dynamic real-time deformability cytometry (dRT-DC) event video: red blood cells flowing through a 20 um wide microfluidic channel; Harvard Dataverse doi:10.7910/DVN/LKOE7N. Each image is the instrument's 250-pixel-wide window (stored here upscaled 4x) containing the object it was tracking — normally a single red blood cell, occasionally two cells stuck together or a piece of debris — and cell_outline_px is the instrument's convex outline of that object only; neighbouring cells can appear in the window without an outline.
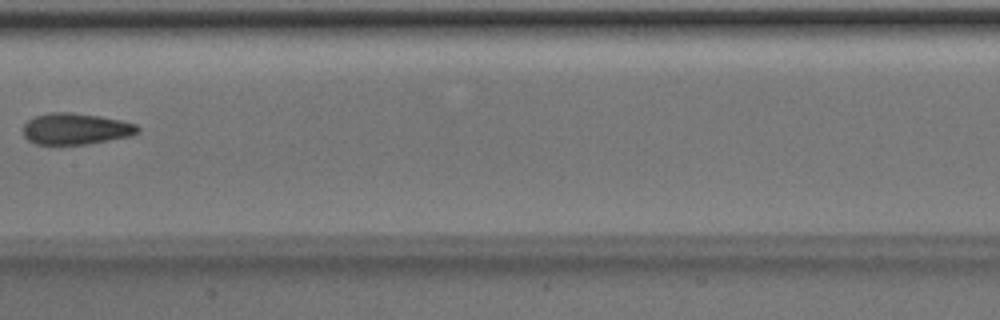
{"species": "Egyptian fruit bat (a non-hibernating species)", "species_latin": "Rousettus aegyptiacus", "temperature_condition": "room temperature", "stored_images_in_passage": 6, "camera_frame_rate_fps": 3000, "um_per_image_px": 0.085, "animal": {"sex": "male"}, "frame": {"image": 1, "passage_image": 6, "time_ms": 1.667, "image_size_px": [1000, 320], "cell_outline_px": [[140, 132], [132, 136], [88, 144], [36, 144], [28, 140], [24, 136], [24, 124], [32, 116], [52, 112], [72, 112], [100, 116], [120, 120], [136, 124], [140, 128]], "centroid_in_image_um": [6.45, 10.94], "position_along_channel_um": 200.9, "area_um2": 21.1}}